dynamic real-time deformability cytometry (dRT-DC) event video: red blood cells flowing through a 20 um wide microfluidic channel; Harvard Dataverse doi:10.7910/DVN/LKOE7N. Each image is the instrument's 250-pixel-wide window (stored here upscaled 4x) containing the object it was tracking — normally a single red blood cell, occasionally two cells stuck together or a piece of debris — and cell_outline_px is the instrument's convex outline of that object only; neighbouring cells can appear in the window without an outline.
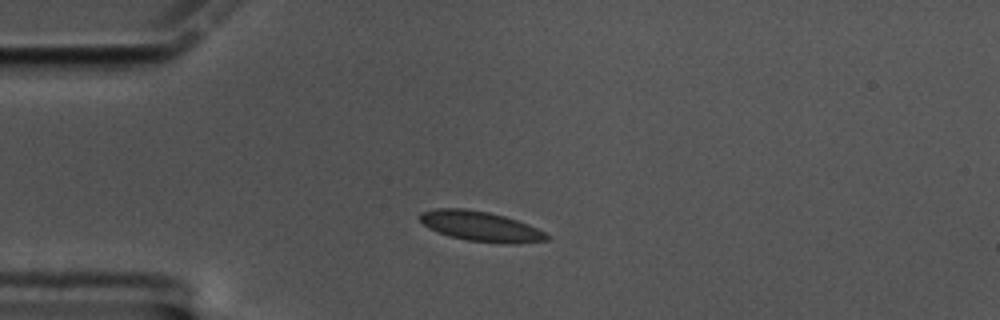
{"species": "common noctule bat (a hibernating species)", "species_latin": "Nyctalus noctula", "temperature_condition": "cold", "stored_images_in_passage": 46, "camera_frame_rate_fps": 3000, "um_per_image_px": 0.085, "animal": {"sex": "male", "body_mass_g": 17.5, "forearm_length_mm": 52.3}, "frame": {"image": 1, "passage_image": 1, "time_ms": 0.0, "image_size_px": [1000, 320], "cell_outline_px": [[552, 236], [548, 240], [516, 244], [500, 244], [468, 240], [448, 236], [436, 232], [428, 228], [420, 220], [420, 212], [436, 208], [464, 208], [488, 212], [504, 216], [528, 224]], "centroid_in_image_um": [40.86, 19.25], "position_along_channel_um": 44.1, "area_um2": 22.37}}
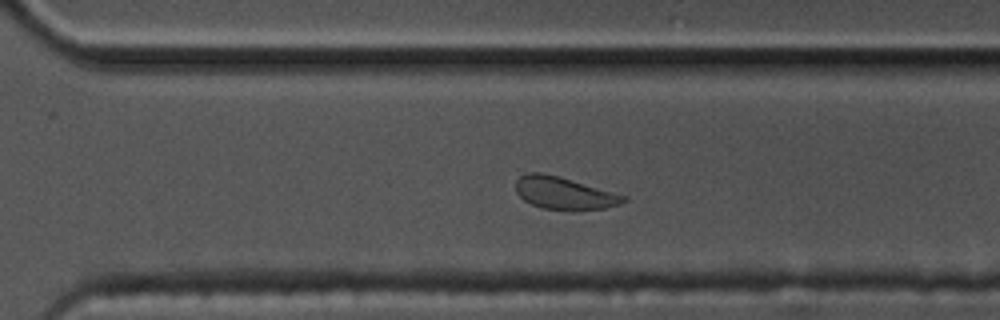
{"frame": {"image": 2, "passage_image": 28, "time_ms": 9.0, "image_size_px": [1000, 320], "cell_outline_px": [[628, 200], [620, 204], [604, 208], [544, 208], [532, 204], [524, 200], [516, 192], [516, 180], [520, 176], [528, 172], [540, 172], [560, 176], [628, 196]], "centroid_in_image_um": [47.95, 16.37], "position_along_channel_um": 322.6, "area_um2": 19.88}}
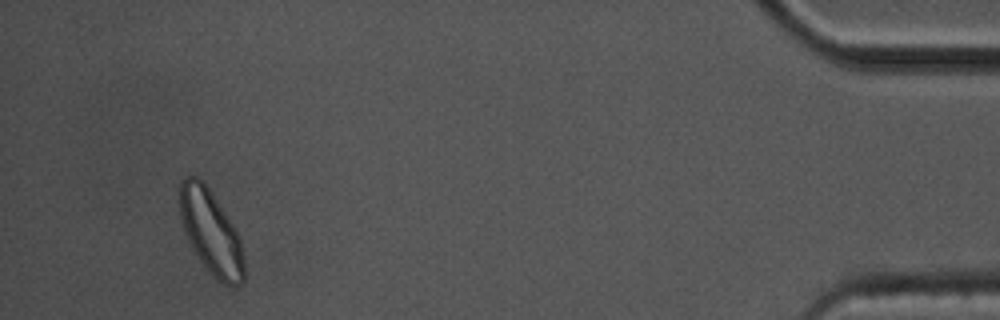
{"frame": {"image": 3, "passage_image": 43, "time_ms": 14.0, "image_size_px": [1000, 320], "cell_outline_px": [[244, 280], [240, 284], [224, 284], [216, 280], [200, 260], [188, 240], [180, 216], [180, 184], [188, 176], [196, 176], [208, 188], [232, 224], [240, 240], [244, 256]], "centroid_in_image_um": [17.94, 19.77], "position_along_channel_um": 417.3, "area_um2": 30.69}, "authors_computed_cell_mechanics": {"area_um2": 21.097, "velocity_mm_per_s": 3.3197, "shape_relaxation_time_tau1_ms": 4.0466, "shape_relaxation_time_tau2_ms": null, "deformation_change_tau1": 0.0893, "deformation_change_tau2": null}}